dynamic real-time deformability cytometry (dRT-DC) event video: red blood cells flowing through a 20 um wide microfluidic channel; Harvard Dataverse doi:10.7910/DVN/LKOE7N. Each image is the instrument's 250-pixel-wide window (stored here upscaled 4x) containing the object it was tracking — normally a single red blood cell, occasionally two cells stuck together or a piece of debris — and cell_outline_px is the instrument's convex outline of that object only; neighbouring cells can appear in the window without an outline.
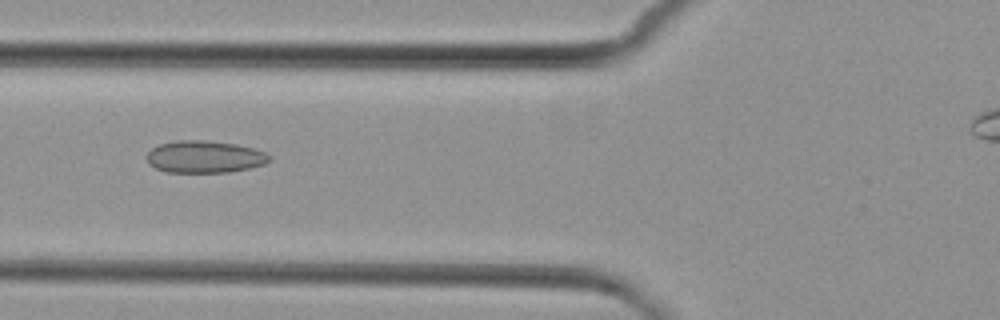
{"species": "common noctule bat (a hibernating species)", "species_latin": "Nyctalus noctula", "temperature_condition": "cold", "stored_images_in_passage": 7, "camera_frame_rate_fps": 3000, "um_per_image_px": 0.085, "animal": {"sex": "female", "body_mass_g": 29.2, "forearm_length_mm": 56.3}, "frame": {"image": 1, "passage_image": 6, "time_ms": 5.667, "image_size_px": [1000, 320], "cell_outline_px": [[272, 160], [264, 164], [248, 168], [228, 172], [168, 172], [156, 168], [148, 164], [144, 156], [152, 148], [160, 144], [176, 140], [204, 140], [236, 144], [252, 148], [264, 152], [272, 156]], "centroid_in_image_um": [17.37, 13.32], "position_along_channel_um": 108.4, "area_um2": 23.06}}
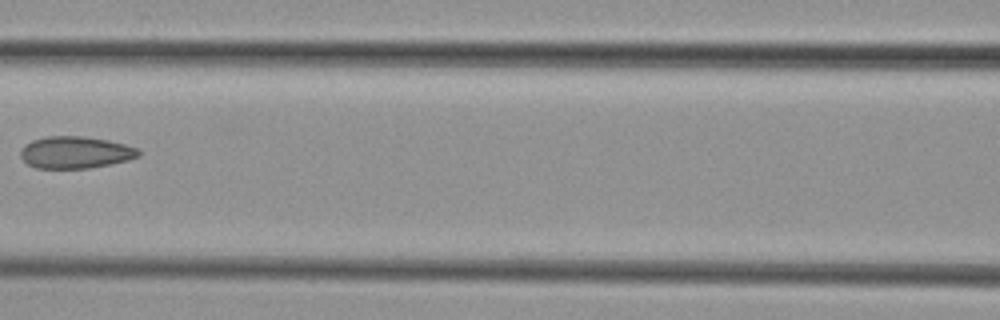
{"frame": {"image": 2, "passage_image": 7, "time_ms": 7.0, "image_size_px": [1000, 320], "cell_outline_px": [[140, 156], [128, 160], [112, 164], [88, 168], [36, 168], [28, 164], [20, 156], [20, 148], [24, 144], [32, 140], [48, 136], [84, 136], [108, 140], [124, 144], [136, 148], [140, 152]], "centroid_in_image_um": [6.39, 12.95], "position_along_channel_um": 160.2, "area_um2": 22.08}}